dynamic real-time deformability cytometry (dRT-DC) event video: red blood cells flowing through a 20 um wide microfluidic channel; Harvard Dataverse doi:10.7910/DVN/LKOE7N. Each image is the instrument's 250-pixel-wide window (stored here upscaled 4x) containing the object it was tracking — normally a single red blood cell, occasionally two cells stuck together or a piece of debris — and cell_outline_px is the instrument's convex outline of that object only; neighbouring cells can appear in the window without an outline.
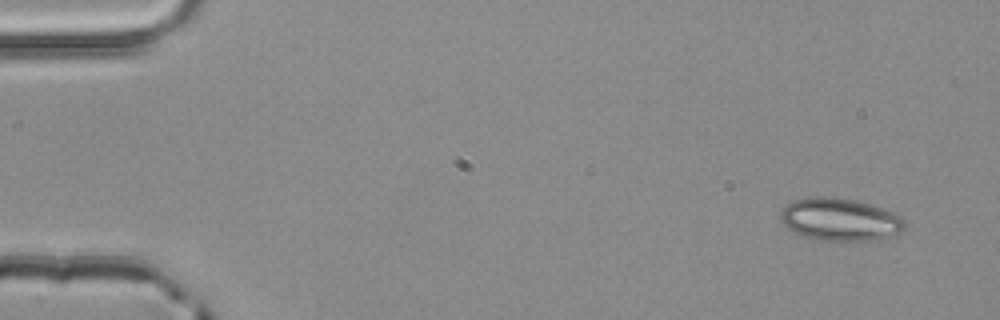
{"species": "common noctule bat (a hibernating species)", "species_latin": "Nyctalus noctula", "temperature_condition": "room temperature", "stored_images_in_passage": 2, "segment_of_instrument_passage": [2, 2], "camera_frame_rate_fps": 3000, "um_per_image_px": 0.085, "animal": {"sex": "male", "body_mass_g": 20.4}, "frame": {"image": 1, "passage_image": 2, "time_ms": 0.333, "image_size_px": [1000, 320], "cell_outline_px": [[904, 228], [900, 232], [888, 236], [872, 240], [812, 240], [788, 228], [780, 220], [780, 212], [792, 200], [808, 196], [832, 196], [852, 200], [868, 204], [892, 212], [900, 216], [904, 220]], "centroid_in_image_um": [71.34, 18.64], "position_along_channel_um": 13.7, "area_um2": 30.58}}